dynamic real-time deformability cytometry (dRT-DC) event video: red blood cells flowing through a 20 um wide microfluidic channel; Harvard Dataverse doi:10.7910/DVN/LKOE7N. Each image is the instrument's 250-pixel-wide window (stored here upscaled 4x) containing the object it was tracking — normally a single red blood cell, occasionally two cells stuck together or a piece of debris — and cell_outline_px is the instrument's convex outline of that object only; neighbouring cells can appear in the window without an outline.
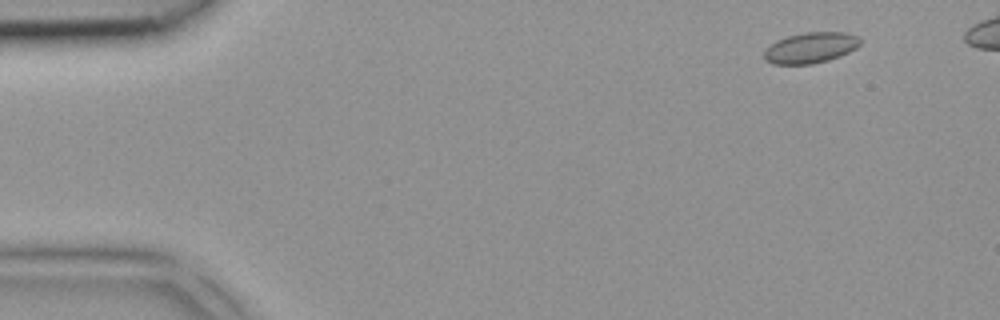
{"species": "common noctule bat (a hibernating species)", "species_latin": "Nyctalus noctula", "temperature_condition": "room temperature", "stored_images_in_passage": 4, "camera_frame_rate_fps": 3000, "um_per_image_px": 0.085, "animal": {"sex": "female", "body_mass_g": 18.4}, "frame": {"image": 1, "passage_image": 2, "time_ms": 0.333, "image_size_px": [1000, 320], "cell_outline_px": [[860, 44], [856, 48], [840, 56], [828, 60], [812, 64], [772, 64], [764, 60], [764, 52], [776, 40], [788, 36], [804, 32], [844, 32], [856, 36], [860, 40]], "centroid_in_image_um": [68.89, 4.06], "position_along_channel_um": 16.1, "area_um2": 17.11}}